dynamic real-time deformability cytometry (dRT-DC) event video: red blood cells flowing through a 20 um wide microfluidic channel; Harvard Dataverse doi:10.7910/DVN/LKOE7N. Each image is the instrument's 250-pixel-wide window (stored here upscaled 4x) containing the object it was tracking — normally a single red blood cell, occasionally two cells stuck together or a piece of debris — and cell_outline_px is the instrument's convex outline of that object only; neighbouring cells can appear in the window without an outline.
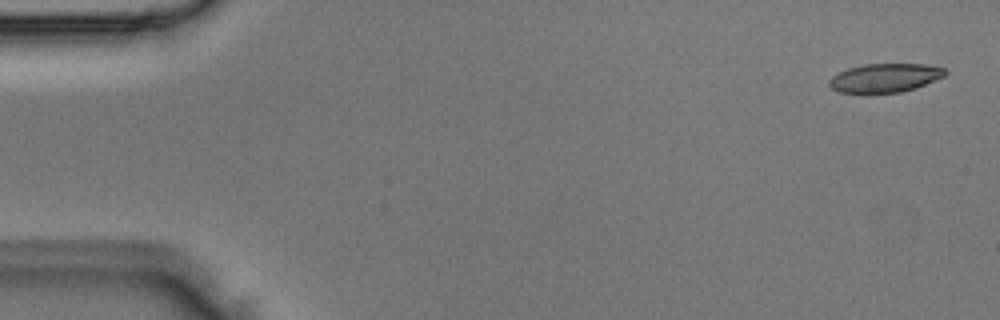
{"species": "Egyptian fruit bat (a non-hibernating species)", "species_latin": "Rousettus aegyptiacus", "temperature_condition": "room temperature", "stored_images_in_passage": 6, "camera_frame_rate_fps": 3000, "um_per_image_px": 0.085, "animal": {"sex": "male"}, "frame": {"image": 1, "passage_image": 1, "time_ms": 0.0, "image_size_px": [1000, 320], "cell_outline_px": [[948, 72], [944, 76], [916, 88], [900, 92], [836, 92], [828, 84], [828, 80], [832, 76], [848, 68], [864, 64], [928, 64], [944, 68]], "centroid_in_image_um": [75.23, 6.61], "position_along_channel_um": 9.8, "area_um2": 19.31}}
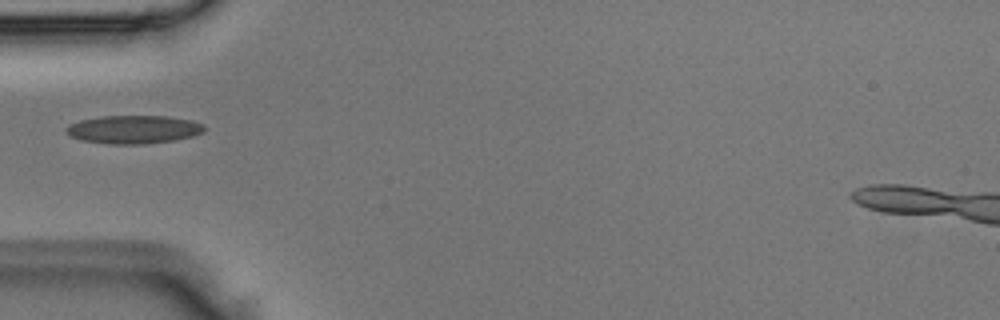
{"frame": {"image": 2, "passage_image": 5, "time_ms": 1.333, "image_size_px": [1000, 320], "cell_outline_px": [[204, 132], [192, 136], [176, 140], [144, 144], [108, 144], [84, 140], [72, 136], [64, 132], [64, 128], [80, 120], [100, 116], [168, 116], [192, 120], [204, 124]], "centroid_in_image_um": [11.38, 11.0], "position_along_channel_um": 73.6, "area_um2": 22.77}}